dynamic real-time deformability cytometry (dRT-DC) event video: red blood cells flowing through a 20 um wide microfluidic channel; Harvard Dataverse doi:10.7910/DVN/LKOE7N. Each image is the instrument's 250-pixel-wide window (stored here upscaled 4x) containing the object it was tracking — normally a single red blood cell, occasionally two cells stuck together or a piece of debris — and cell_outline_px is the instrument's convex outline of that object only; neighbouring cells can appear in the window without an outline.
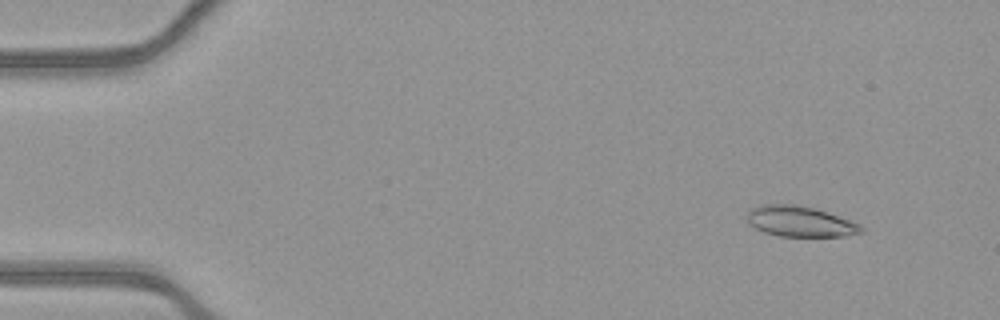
{"species": "common noctule bat (a hibernating species)", "species_latin": "Nyctalus noctula", "temperature_condition": "warm", "stored_images_in_passage": 53, "camera_frame_rate_fps": 3000, "um_per_image_px": 0.085, "animal": {"sex": "female", "body_mass_g": 21.9}, "frame": {"image": 1, "passage_image": 5, "time_ms": 1.333, "image_size_px": [1000, 320], "cell_outline_px": [[864, 232], [844, 236], [780, 236], [764, 232], [748, 224], [748, 212], [752, 208], [760, 204], [792, 204], [812, 208], [828, 212], [860, 224], [864, 228]], "centroid_in_image_um": [68.01, 18.82], "position_along_channel_um": 17.0, "area_um2": 20.23}}
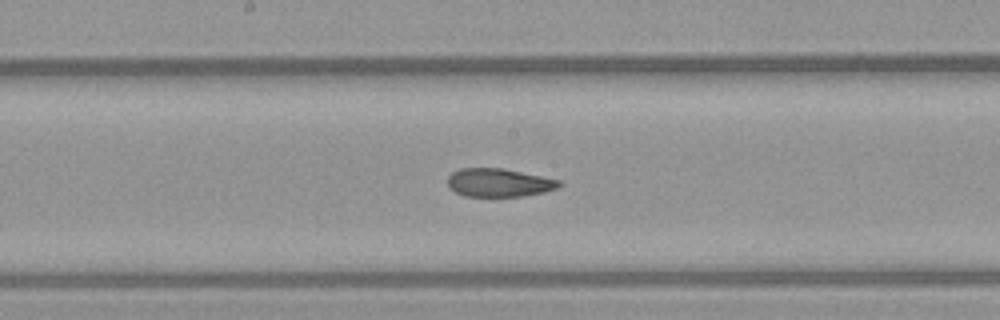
{"frame": {"image": 2, "passage_image": 28, "time_ms": 9.0, "image_size_px": [1000, 320], "cell_outline_px": [[564, 184], [556, 188], [544, 192], [524, 196], [464, 196], [456, 192], [448, 184], [448, 176], [452, 172], [460, 168], [504, 168], [560, 180]], "centroid_in_image_um": [42.43, 15.52], "position_along_channel_um": 205.8, "area_um2": 18.38}}
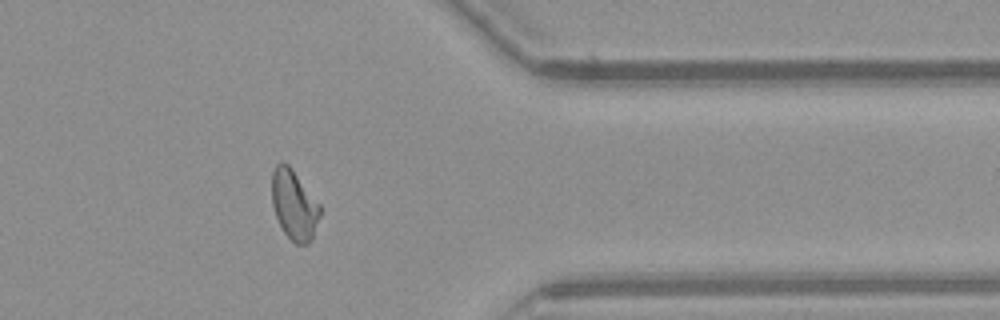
{"frame": {"image": 3, "passage_image": 43, "time_ms": 14.0, "image_size_px": [1000, 320], "cell_outline_px": [[320, 216], [312, 240], [308, 244], [296, 244], [284, 232], [276, 216], [272, 204], [272, 172], [276, 164], [280, 160], [288, 164], [292, 168], [320, 204]], "centroid_in_image_um": [25.0, 17.39], "position_along_channel_um": 386.4, "area_um2": 19.65}, "authors_computed_cell_mechanics": {"area_um2": 19.9988, "velocity_mm_per_s": 3.9066, "shape_relaxation_time_tau1_ms": null, "shape_relaxation_time_tau2_ms": 2.2175, "deformation_change_tau1": null, "deformation_change_tau2": 0.0948}}